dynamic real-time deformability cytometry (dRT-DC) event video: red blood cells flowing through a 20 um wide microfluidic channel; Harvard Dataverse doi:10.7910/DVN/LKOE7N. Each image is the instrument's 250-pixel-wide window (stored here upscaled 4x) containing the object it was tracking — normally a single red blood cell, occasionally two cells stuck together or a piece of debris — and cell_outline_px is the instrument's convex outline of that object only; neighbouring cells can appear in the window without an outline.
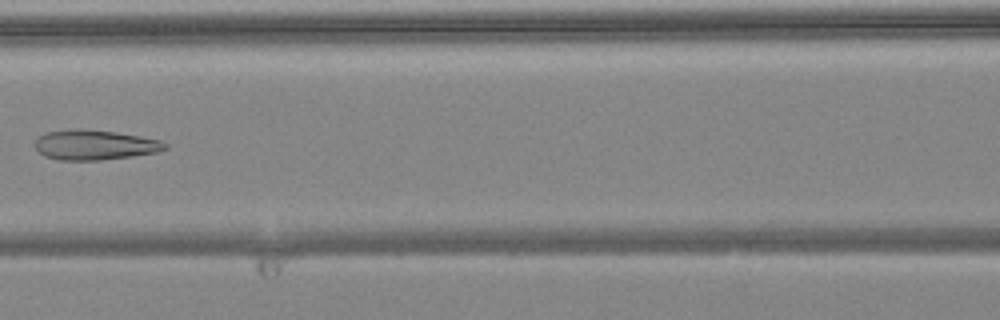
{"species": "common noctule bat (a hibernating species)", "species_latin": "Nyctalus noctula", "temperature_condition": "warm", "stored_images_in_passage": 6, "camera_frame_rate_fps": 3000, "um_per_image_px": 0.085, "animal": {"sex": "female", "body_mass_g": 24.6, "forearm_length_mm": 56.2}, "frame": {"image": 1, "passage_image": 5, "time_ms": 1.333, "image_size_px": [1000, 320], "cell_outline_px": [[168, 148], [160, 152], [132, 156], [100, 160], [60, 160], [44, 156], [36, 148], [36, 140], [44, 132], [80, 128], [116, 132], [140, 136], [160, 140], [168, 144]], "centroid_in_image_um": [8.09, 12.31], "position_along_channel_um": 158.5, "area_um2": 22.77}}
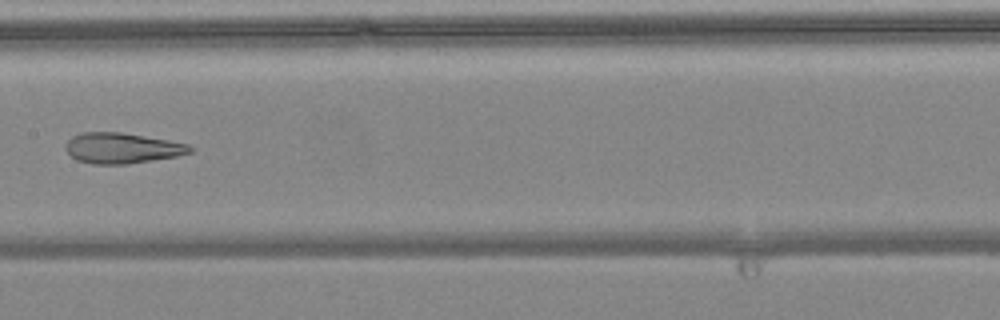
{"frame": {"image": 2, "passage_image": 6, "time_ms": 1.667, "image_size_px": [1000, 320], "cell_outline_px": [[196, 148], [192, 152], [176, 156], [128, 164], [92, 164], [76, 160], [64, 148], [68, 140], [72, 136], [80, 132], [120, 132], [168, 140], [188, 144]], "centroid_in_image_um": [10.37, 12.59], "position_along_channel_um": 197.0, "area_um2": 22.2}}